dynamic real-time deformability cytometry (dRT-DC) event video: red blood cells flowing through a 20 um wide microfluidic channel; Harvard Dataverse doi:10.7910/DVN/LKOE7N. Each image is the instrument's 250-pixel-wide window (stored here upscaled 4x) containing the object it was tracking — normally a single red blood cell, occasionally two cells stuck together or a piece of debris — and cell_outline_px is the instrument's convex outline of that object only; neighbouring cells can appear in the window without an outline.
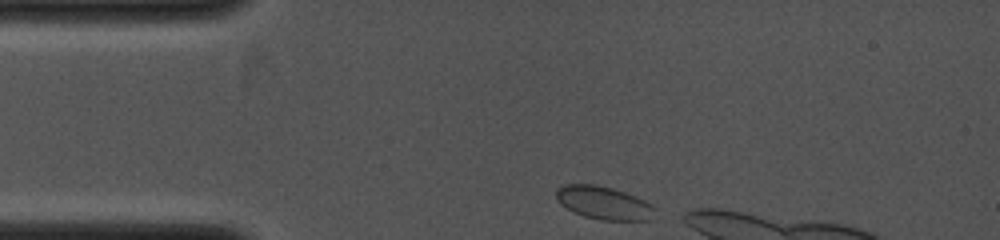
{"species": "common noctule bat (a hibernating species)", "species_latin": "Nyctalus noctula", "temperature_condition": "cold", "stored_images_in_passage": 7, "camera_frame_rate_fps": 4000, "um_per_image_px": 0.085, "animal": {"sex": "female", "body_mass_g": 19.0, "forearm_length_mm": 53.3}, "frame": {"image": 1, "passage_image": 1, "time_ms": 0.0, "image_size_px": [1000, 240], "cell_outline_px": [[656, 208], [652, 220], [600, 220], [584, 216], [572, 212], [560, 204], [556, 200], [556, 188], [564, 184], [596, 184], [612, 188], [636, 196], [652, 204]], "centroid_in_image_um": [51.3, 17.24], "position_along_channel_um": 33.7, "area_um2": 19.31}}